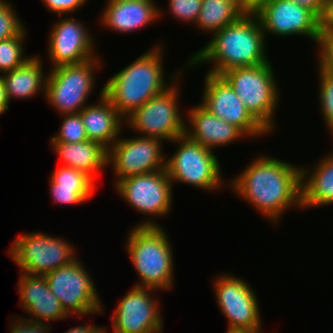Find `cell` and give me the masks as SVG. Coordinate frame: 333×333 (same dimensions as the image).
Listing matches in <instances>:
<instances>
[{
    "label": "cell",
    "instance_id": "obj_1",
    "mask_svg": "<svg viewBox=\"0 0 333 333\" xmlns=\"http://www.w3.org/2000/svg\"><path fill=\"white\" fill-rule=\"evenodd\" d=\"M232 180L228 183L233 192L274 225L288 208L302 209L301 166L263 154Z\"/></svg>",
    "mask_w": 333,
    "mask_h": 333
},
{
    "label": "cell",
    "instance_id": "obj_2",
    "mask_svg": "<svg viewBox=\"0 0 333 333\" xmlns=\"http://www.w3.org/2000/svg\"><path fill=\"white\" fill-rule=\"evenodd\" d=\"M266 37L256 14H243L236 22L213 33L211 40L189 57L185 65L212 64L208 73L221 75L236 67L269 62ZM196 65V66H195Z\"/></svg>",
    "mask_w": 333,
    "mask_h": 333
},
{
    "label": "cell",
    "instance_id": "obj_3",
    "mask_svg": "<svg viewBox=\"0 0 333 333\" xmlns=\"http://www.w3.org/2000/svg\"><path fill=\"white\" fill-rule=\"evenodd\" d=\"M164 46L157 44L136 58L131 64L115 73L103 86V94L125 119L150 98L170 87L183 74L178 69L166 81L163 67ZM165 77V78H164Z\"/></svg>",
    "mask_w": 333,
    "mask_h": 333
},
{
    "label": "cell",
    "instance_id": "obj_4",
    "mask_svg": "<svg viewBox=\"0 0 333 333\" xmlns=\"http://www.w3.org/2000/svg\"><path fill=\"white\" fill-rule=\"evenodd\" d=\"M150 219L128 231L126 250L140 278L136 286L169 291L174 286L172 245L165 228Z\"/></svg>",
    "mask_w": 333,
    "mask_h": 333
},
{
    "label": "cell",
    "instance_id": "obj_5",
    "mask_svg": "<svg viewBox=\"0 0 333 333\" xmlns=\"http://www.w3.org/2000/svg\"><path fill=\"white\" fill-rule=\"evenodd\" d=\"M270 63L236 67L221 74L247 111L268 133L275 128L273 119L280 98L274 67Z\"/></svg>",
    "mask_w": 333,
    "mask_h": 333
},
{
    "label": "cell",
    "instance_id": "obj_6",
    "mask_svg": "<svg viewBox=\"0 0 333 333\" xmlns=\"http://www.w3.org/2000/svg\"><path fill=\"white\" fill-rule=\"evenodd\" d=\"M171 142L179 144L178 150L165 158V170L172 184L185 183L208 192L221 189L226 181L222 178L220 162L213 150L185 134Z\"/></svg>",
    "mask_w": 333,
    "mask_h": 333
},
{
    "label": "cell",
    "instance_id": "obj_7",
    "mask_svg": "<svg viewBox=\"0 0 333 333\" xmlns=\"http://www.w3.org/2000/svg\"><path fill=\"white\" fill-rule=\"evenodd\" d=\"M101 67L98 56L83 63L51 68L46 79L45 99L61 115L79 113L88 105L87 98L95 86V70Z\"/></svg>",
    "mask_w": 333,
    "mask_h": 333
},
{
    "label": "cell",
    "instance_id": "obj_8",
    "mask_svg": "<svg viewBox=\"0 0 333 333\" xmlns=\"http://www.w3.org/2000/svg\"><path fill=\"white\" fill-rule=\"evenodd\" d=\"M177 78L165 91L150 98L145 104L134 110L125 120L131 130L139 136L162 141H173L185 133V119L180 114Z\"/></svg>",
    "mask_w": 333,
    "mask_h": 333
},
{
    "label": "cell",
    "instance_id": "obj_9",
    "mask_svg": "<svg viewBox=\"0 0 333 333\" xmlns=\"http://www.w3.org/2000/svg\"><path fill=\"white\" fill-rule=\"evenodd\" d=\"M74 246L60 237L30 232L14 239L8 255L22 273L45 275L76 259Z\"/></svg>",
    "mask_w": 333,
    "mask_h": 333
},
{
    "label": "cell",
    "instance_id": "obj_10",
    "mask_svg": "<svg viewBox=\"0 0 333 333\" xmlns=\"http://www.w3.org/2000/svg\"><path fill=\"white\" fill-rule=\"evenodd\" d=\"M77 259L44 275L49 288L69 316L101 314L104 310L91 274Z\"/></svg>",
    "mask_w": 333,
    "mask_h": 333
},
{
    "label": "cell",
    "instance_id": "obj_11",
    "mask_svg": "<svg viewBox=\"0 0 333 333\" xmlns=\"http://www.w3.org/2000/svg\"><path fill=\"white\" fill-rule=\"evenodd\" d=\"M228 274L216 276L212 284L218 308L228 319V329L261 330L260 307L253 288L236 275Z\"/></svg>",
    "mask_w": 333,
    "mask_h": 333
},
{
    "label": "cell",
    "instance_id": "obj_12",
    "mask_svg": "<svg viewBox=\"0 0 333 333\" xmlns=\"http://www.w3.org/2000/svg\"><path fill=\"white\" fill-rule=\"evenodd\" d=\"M121 138L108 149L107 155V164L112 165L116 174L114 185L131 176L165 169L162 140L143 136Z\"/></svg>",
    "mask_w": 333,
    "mask_h": 333
},
{
    "label": "cell",
    "instance_id": "obj_13",
    "mask_svg": "<svg viewBox=\"0 0 333 333\" xmlns=\"http://www.w3.org/2000/svg\"><path fill=\"white\" fill-rule=\"evenodd\" d=\"M172 182L165 169L131 176L115 185L116 192L139 213L163 217L169 214Z\"/></svg>",
    "mask_w": 333,
    "mask_h": 333
},
{
    "label": "cell",
    "instance_id": "obj_14",
    "mask_svg": "<svg viewBox=\"0 0 333 333\" xmlns=\"http://www.w3.org/2000/svg\"><path fill=\"white\" fill-rule=\"evenodd\" d=\"M256 15L265 37L270 33L280 38L305 36L316 42L320 51L324 39L319 31L318 17L309 9L289 0H268Z\"/></svg>",
    "mask_w": 333,
    "mask_h": 333
},
{
    "label": "cell",
    "instance_id": "obj_15",
    "mask_svg": "<svg viewBox=\"0 0 333 333\" xmlns=\"http://www.w3.org/2000/svg\"><path fill=\"white\" fill-rule=\"evenodd\" d=\"M155 291L133 285L111 317L113 333H162L164 321L159 300L152 295Z\"/></svg>",
    "mask_w": 333,
    "mask_h": 333
},
{
    "label": "cell",
    "instance_id": "obj_16",
    "mask_svg": "<svg viewBox=\"0 0 333 333\" xmlns=\"http://www.w3.org/2000/svg\"><path fill=\"white\" fill-rule=\"evenodd\" d=\"M204 81L200 104L206 110L239 128L247 137L255 139L268 134L221 75L206 73Z\"/></svg>",
    "mask_w": 333,
    "mask_h": 333
},
{
    "label": "cell",
    "instance_id": "obj_17",
    "mask_svg": "<svg viewBox=\"0 0 333 333\" xmlns=\"http://www.w3.org/2000/svg\"><path fill=\"white\" fill-rule=\"evenodd\" d=\"M62 16L52 25L48 39V56L51 67L79 64L98 57L95 42L80 20ZM64 17V18H63Z\"/></svg>",
    "mask_w": 333,
    "mask_h": 333
},
{
    "label": "cell",
    "instance_id": "obj_18",
    "mask_svg": "<svg viewBox=\"0 0 333 333\" xmlns=\"http://www.w3.org/2000/svg\"><path fill=\"white\" fill-rule=\"evenodd\" d=\"M19 279L17 284L20 297L19 306L27 314L33 316V318L24 319L45 323V321L50 322L69 317L60 301L51 292L44 275L21 273Z\"/></svg>",
    "mask_w": 333,
    "mask_h": 333
},
{
    "label": "cell",
    "instance_id": "obj_19",
    "mask_svg": "<svg viewBox=\"0 0 333 333\" xmlns=\"http://www.w3.org/2000/svg\"><path fill=\"white\" fill-rule=\"evenodd\" d=\"M156 4L154 0H108L101 24L117 33L138 31L163 15Z\"/></svg>",
    "mask_w": 333,
    "mask_h": 333
},
{
    "label": "cell",
    "instance_id": "obj_20",
    "mask_svg": "<svg viewBox=\"0 0 333 333\" xmlns=\"http://www.w3.org/2000/svg\"><path fill=\"white\" fill-rule=\"evenodd\" d=\"M186 119L184 134L211 150L246 137L239 128L211 114L201 104L189 109Z\"/></svg>",
    "mask_w": 333,
    "mask_h": 333
},
{
    "label": "cell",
    "instance_id": "obj_21",
    "mask_svg": "<svg viewBox=\"0 0 333 333\" xmlns=\"http://www.w3.org/2000/svg\"><path fill=\"white\" fill-rule=\"evenodd\" d=\"M99 97L98 103L86 105L79 113L88 140L100 143L108 150L120 137L125 120L103 94V87Z\"/></svg>",
    "mask_w": 333,
    "mask_h": 333
},
{
    "label": "cell",
    "instance_id": "obj_22",
    "mask_svg": "<svg viewBox=\"0 0 333 333\" xmlns=\"http://www.w3.org/2000/svg\"><path fill=\"white\" fill-rule=\"evenodd\" d=\"M331 152L314 167H301L302 209L333 205V151Z\"/></svg>",
    "mask_w": 333,
    "mask_h": 333
},
{
    "label": "cell",
    "instance_id": "obj_23",
    "mask_svg": "<svg viewBox=\"0 0 333 333\" xmlns=\"http://www.w3.org/2000/svg\"><path fill=\"white\" fill-rule=\"evenodd\" d=\"M52 149L62 160L63 166L80 170L94 181L99 171L107 168L108 150L100 143L86 140L82 142H51Z\"/></svg>",
    "mask_w": 333,
    "mask_h": 333
},
{
    "label": "cell",
    "instance_id": "obj_24",
    "mask_svg": "<svg viewBox=\"0 0 333 333\" xmlns=\"http://www.w3.org/2000/svg\"><path fill=\"white\" fill-rule=\"evenodd\" d=\"M49 182L54 202L68 206L85 203L93 196L96 185L86 173L63 165L53 171Z\"/></svg>",
    "mask_w": 333,
    "mask_h": 333
},
{
    "label": "cell",
    "instance_id": "obj_25",
    "mask_svg": "<svg viewBox=\"0 0 333 333\" xmlns=\"http://www.w3.org/2000/svg\"><path fill=\"white\" fill-rule=\"evenodd\" d=\"M42 64L39 55H33L22 66L0 75L10 102L12 98H32L40 91L45 95L48 73L44 74Z\"/></svg>",
    "mask_w": 333,
    "mask_h": 333
},
{
    "label": "cell",
    "instance_id": "obj_26",
    "mask_svg": "<svg viewBox=\"0 0 333 333\" xmlns=\"http://www.w3.org/2000/svg\"><path fill=\"white\" fill-rule=\"evenodd\" d=\"M243 14L235 0H202L195 26L206 34H213L236 22Z\"/></svg>",
    "mask_w": 333,
    "mask_h": 333
},
{
    "label": "cell",
    "instance_id": "obj_27",
    "mask_svg": "<svg viewBox=\"0 0 333 333\" xmlns=\"http://www.w3.org/2000/svg\"><path fill=\"white\" fill-rule=\"evenodd\" d=\"M26 28L18 35L0 40V74L22 66L31 56H24Z\"/></svg>",
    "mask_w": 333,
    "mask_h": 333
},
{
    "label": "cell",
    "instance_id": "obj_28",
    "mask_svg": "<svg viewBox=\"0 0 333 333\" xmlns=\"http://www.w3.org/2000/svg\"><path fill=\"white\" fill-rule=\"evenodd\" d=\"M319 72V102L320 109L325 121V126L328 127V132L333 138V72H331L319 59H318Z\"/></svg>",
    "mask_w": 333,
    "mask_h": 333
},
{
    "label": "cell",
    "instance_id": "obj_29",
    "mask_svg": "<svg viewBox=\"0 0 333 333\" xmlns=\"http://www.w3.org/2000/svg\"><path fill=\"white\" fill-rule=\"evenodd\" d=\"M62 124L59 132L50 142H82L88 140L80 113L62 114Z\"/></svg>",
    "mask_w": 333,
    "mask_h": 333
},
{
    "label": "cell",
    "instance_id": "obj_30",
    "mask_svg": "<svg viewBox=\"0 0 333 333\" xmlns=\"http://www.w3.org/2000/svg\"><path fill=\"white\" fill-rule=\"evenodd\" d=\"M10 2L0 0V40L18 35L25 27Z\"/></svg>",
    "mask_w": 333,
    "mask_h": 333
},
{
    "label": "cell",
    "instance_id": "obj_31",
    "mask_svg": "<svg viewBox=\"0 0 333 333\" xmlns=\"http://www.w3.org/2000/svg\"><path fill=\"white\" fill-rule=\"evenodd\" d=\"M169 12L177 20L194 23L202 6V0H168Z\"/></svg>",
    "mask_w": 333,
    "mask_h": 333
},
{
    "label": "cell",
    "instance_id": "obj_32",
    "mask_svg": "<svg viewBox=\"0 0 333 333\" xmlns=\"http://www.w3.org/2000/svg\"><path fill=\"white\" fill-rule=\"evenodd\" d=\"M45 7L59 16L68 15L83 7L88 0H41Z\"/></svg>",
    "mask_w": 333,
    "mask_h": 333
},
{
    "label": "cell",
    "instance_id": "obj_33",
    "mask_svg": "<svg viewBox=\"0 0 333 333\" xmlns=\"http://www.w3.org/2000/svg\"><path fill=\"white\" fill-rule=\"evenodd\" d=\"M49 323L34 322L24 318H15V321L10 326V333H50L51 326Z\"/></svg>",
    "mask_w": 333,
    "mask_h": 333
},
{
    "label": "cell",
    "instance_id": "obj_34",
    "mask_svg": "<svg viewBox=\"0 0 333 333\" xmlns=\"http://www.w3.org/2000/svg\"><path fill=\"white\" fill-rule=\"evenodd\" d=\"M318 27L323 39L333 36V0H324Z\"/></svg>",
    "mask_w": 333,
    "mask_h": 333
},
{
    "label": "cell",
    "instance_id": "obj_35",
    "mask_svg": "<svg viewBox=\"0 0 333 333\" xmlns=\"http://www.w3.org/2000/svg\"><path fill=\"white\" fill-rule=\"evenodd\" d=\"M318 59L333 72V38H325L323 40L320 51L317 53Z\"/></svg>",
    "mask_w": 333,
    "mask_h": 333
},
{
    "label": "cell",
    "instance_id": "obj_36",
    "mask_svg": "<svg viewBox=\"0 0 333 333\" xmlns=\"http://www.w3.org/2000/svg\"><path fill=\"white\" fill-rule=\"evenodd\" d=\"M268 0H235L244 14H256Z\"/></svg>",
    "mask_w": 333,
    "mask_h": 333
},
{
    "label": "cell",
    "instance_id": "obj_37",
    "mask_svg": "<svg viewBox=\"0 0 333 333\" xmlns=\"http://www.w3.org/2000/svg\"><path fill=\"white\" fill-rule=\"evenodd\" d=\"M289 1H293L296 4L309 9L317 17L320 16L322 9H323V3H324V0H289Z\"/></svg>",
    "mask_w": 333,
    "mask_h": 333
},
{
    "label": "cell",
    "instance_id": "obj_38",
    "mask_svg": "<svg viewBox=\"0 0 333 333\" xmlns=\"http://www.w3.org/2000/svg\"><path fill=\"white\" fill-rule=\"evenodd\" d=\"M9 103L4 83L0 77V116L9 109Z\"/></svg>",
    "mask_w": 333,
    "mask_h": 333
},
{
    "label": "cell",
    "instance_id": "obj_39",
    "mask_svg": "<svg viewBox=\"0 0 333 333\" xmlns=\"http://www.w3.org/2000/svg\"><path fill=\"white\" fill-rule=\"evenodd\" d=\"M95 327L96 326L93 324L78 325V326H73L64 333H90Z\"/></svg>",
    "mask_w": 333,
    "mask_h": 333
},
{
    "label": "cell",
    "instance_id": "obj_40",
    "mask_svg": "<svg viewBox=\"0 0 333 333\" xmlns=\"http://www.w3.org/2000/svg\"><path fill=\"white\" fill-rule=\"evenodd\" d=\"M262 330H250V329H228L226 333H262Z\"/></svg>",
    "mask_w": 333,
    "mask_h": 333
},
{
    "label": "cell",
    "instance_id": "obj_41",
    "mask_svg": "<svg viewBox=\"0 0 333 333\" xmlns=\"http://www.w3.org/2000/svg\"><path fill=\"white\" fill-rule=\"evenodd\" d=\"M107 329L96 326L90 333H106Z\"/></svg>",
    "mask_w": 333,
    "mask_h": 333
}]
</instances>
